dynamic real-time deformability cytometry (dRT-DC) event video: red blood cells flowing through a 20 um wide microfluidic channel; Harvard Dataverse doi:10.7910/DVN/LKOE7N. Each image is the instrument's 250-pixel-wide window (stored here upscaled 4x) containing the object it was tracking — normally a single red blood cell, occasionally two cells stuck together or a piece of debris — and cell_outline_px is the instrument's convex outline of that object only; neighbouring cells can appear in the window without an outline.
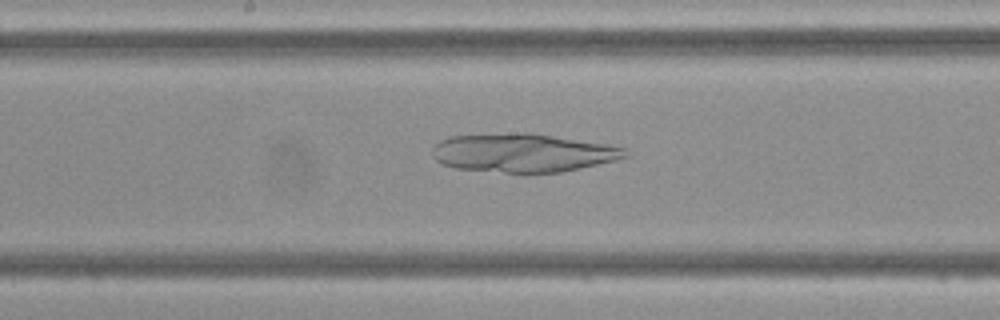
{"species": "Egyptian fruit bat (a non-hibernating species)", "species_latin": "Rousettus aegyptiacus", "temperature_condition": "cold", "stored_images_in_passage": 41, "camera_frame_rate_fps": 3000, "um_per_image_px": 0.085, "frame": {"image": 1, "passage_image": 24, "time_ms": 7.667, "image_size_px": [1000, 320], "cell_outline_px": [[632, 156], [616, 160], [580, 168], [560, 172], [524, 176], [456, 168], [444, 164], [436, 160], [432, 156], [432, 148], [440, 140], [448, 136], [520, 132], [528, 132], [604, 144], [628, 148]], "centroid_in_image_um": [44.45, 13.03], "position_along_channel_um": 203.7, "area_um2": 44.45}}